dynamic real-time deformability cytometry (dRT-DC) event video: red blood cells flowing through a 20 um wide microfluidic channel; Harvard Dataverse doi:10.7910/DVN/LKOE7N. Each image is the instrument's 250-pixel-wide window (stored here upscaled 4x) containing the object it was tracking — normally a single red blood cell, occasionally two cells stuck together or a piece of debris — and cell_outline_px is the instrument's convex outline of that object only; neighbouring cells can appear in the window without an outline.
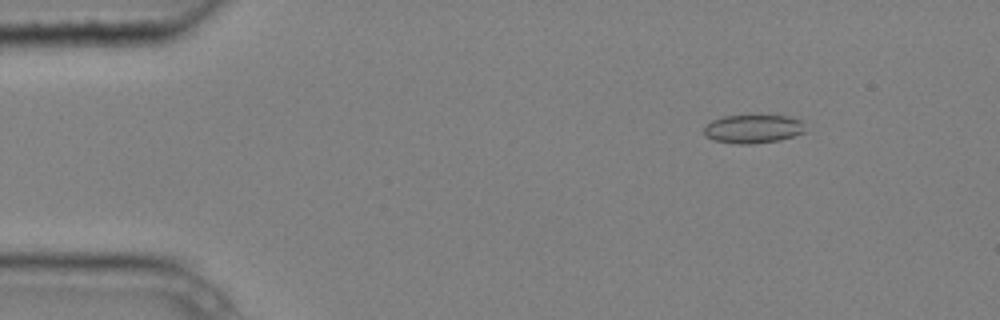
{"species": "common noctule bat (a hibernating species)", "species_latin": "Nyctalus noctula", "temperature_condition": "cold", "stored_images_in_passage": 5, "camera_frame_rate_fps": 3000, "um_per_image_px": 0.085, "animal": {"sex": "male", "body_mass_g": 20.4}, "frame": {"image": 1, "passage_image": 1, "time_ms": 0.0, "image_size_px": [1000, 320], "cell_outline_px": [[804, 132], [780, 140], [752, 144], [736, 144], [716, 140], [704, 136], [704, 124], [712, 120], [724, 116], [756, 112], [792, 116], [804, 120]], "centroid_in_image_um": [64.03, 10.89], "position_along_channel_um": 21.0, "area_um2": 17.92}}
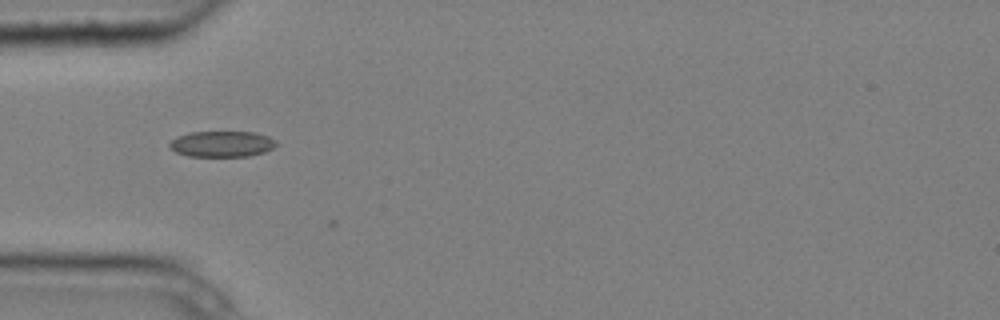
{"frame": {"image": 2, "passage_image": 4, "time_ms": 1.0, "image_size_px": [1000, 320], "cell_outline_px": [[276, 144], [272, 148], [264, 152], [248, 156], [188, 156], [176, 152], [168, 144], [176, 136], [192, 132], [256, 132], [268, 136], [276, 140]], "centroid_in_image_um": [18.87, 12.23], "position_along_channel_um": 66.1, "area_um2": 16.01}}